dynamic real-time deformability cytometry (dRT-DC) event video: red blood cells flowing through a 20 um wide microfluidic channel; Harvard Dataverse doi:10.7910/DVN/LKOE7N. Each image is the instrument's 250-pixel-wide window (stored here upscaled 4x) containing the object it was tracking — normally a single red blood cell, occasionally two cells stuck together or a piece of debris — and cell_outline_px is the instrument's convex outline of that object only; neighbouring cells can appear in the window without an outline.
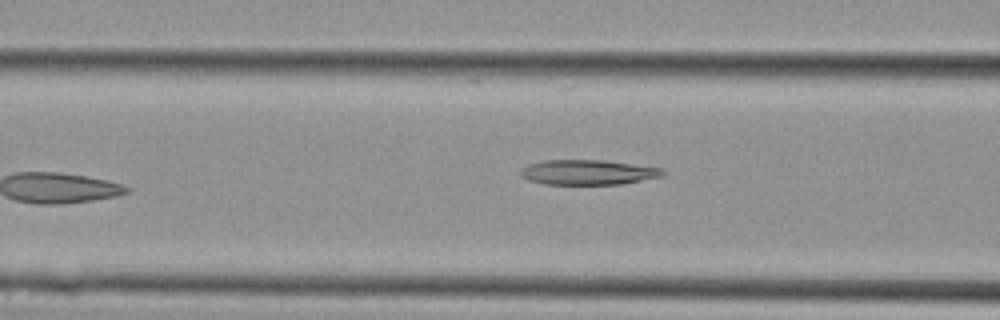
{"species": "Egyptian fruit bat (a non-hibernating species)", "species_latin": "Rousettus aegyptiacus", "temperature_condition": "cold", "stored_images_in_passage": 10, "camera_frame_rate_fps": 3000, "um_per_image_px": 0.085, "animal": {"sex": "female"}, "frame": {"image": 1, "passage_image": 10, "time_ms": 3.0, "image_size_px": [1000, 320], "cell_outline_px": [[664, 176], [620, 184], [544, 184], [528, 180], [520, 176], [520, 168], [528, 164], [544, 160], [604, 160], [660, 168], [664, 172]], "centroid_in_image_um": [49.91, 14.64], "position_along_channel_um": 116.7, "area_um2": 20.63}}